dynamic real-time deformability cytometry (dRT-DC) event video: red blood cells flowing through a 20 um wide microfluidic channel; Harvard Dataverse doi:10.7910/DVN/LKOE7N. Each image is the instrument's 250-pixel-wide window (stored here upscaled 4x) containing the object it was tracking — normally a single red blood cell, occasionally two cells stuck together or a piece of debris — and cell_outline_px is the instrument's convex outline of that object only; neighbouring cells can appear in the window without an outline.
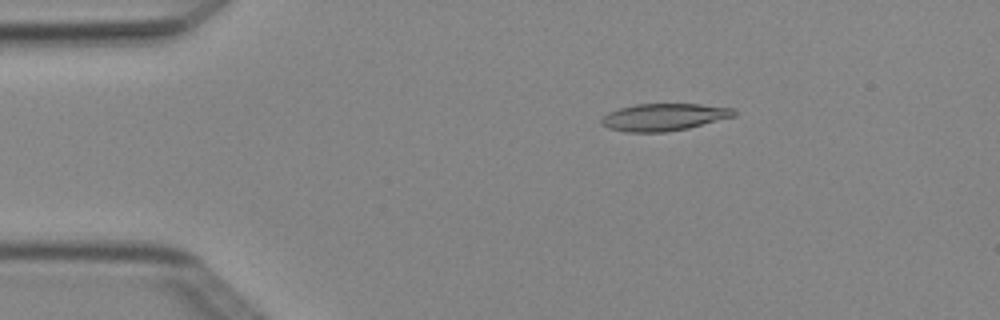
{"species": "Egyptian fruit bat (a non-hibernating species)", "species_latin": "Rousettus aegyptiacus", "temperature_condition": "cold", "stored_images_in_passage": 5, "camera_frame_rate_fps": 3000, "um_per_image_px": 0.085, "animal": {"sex": "female"}, "frame": {"image": 1, "passage_image": 3, "time_ms": 0.667, "image_size_px": [1000, 320], "cell_outline_px": [[736, 116], [688, 128], [664, 132], [628, 132], [608, 128], [600, 124], [600, 120], [608, 112], [620, 108], [636, 104], [700, 104], [736, 108]], "centroid_in_image_um": [56.45, 9.95], "position_along_channel_um": 28.5, "area_um2": 21.1}}
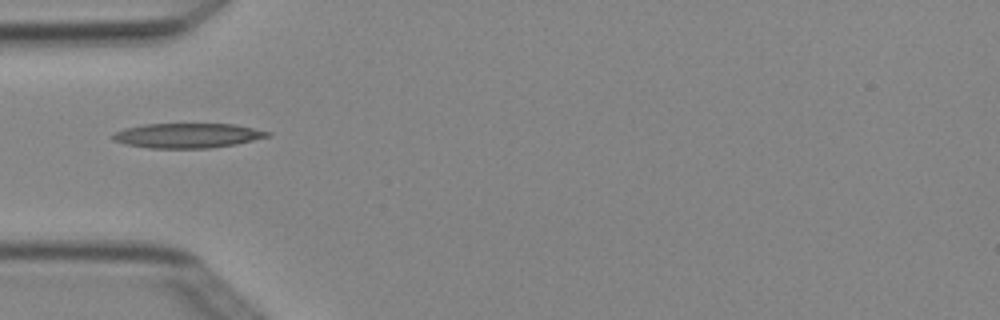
{"frame": {"image": 2, "passage_image": 5, "time_ms": 1.333, "image_size_px": [1000, 320], "cell_outline_px": [[272, 136], [236, 144], [208, 148], [148, 148], [124, 144], [112, 140], [108, 136], [112, 132], [124, 128], [144, 124], [232, 124], [272, 132]], "centroid_in_image_um": [15.87, 11.52], "position_along_channel_um": 69.1, "area_um2": 22.54}}